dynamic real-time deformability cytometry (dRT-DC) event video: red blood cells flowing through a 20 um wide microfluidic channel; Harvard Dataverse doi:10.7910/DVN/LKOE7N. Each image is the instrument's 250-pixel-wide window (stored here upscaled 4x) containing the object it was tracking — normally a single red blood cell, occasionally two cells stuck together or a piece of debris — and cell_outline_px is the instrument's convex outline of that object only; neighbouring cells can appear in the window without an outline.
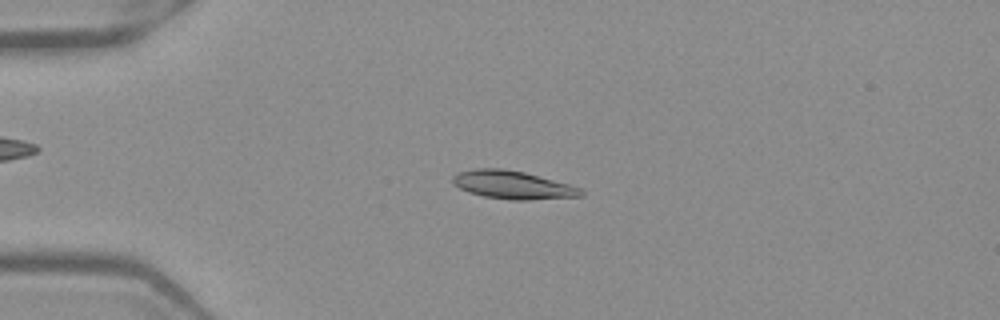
{"species": "Egyptian fruit bat (a non-hibernating species)", "species_latin": "Rousettus aegyptiacus", "temperature_condition": "warm", "stored_images_in_passage": 52, "camera_frame_rate_fps": 3000, "um_per_image_px": 0.085, "frame": {"image": 1, "passage_image": 13, "time_ms": 4.0, "image_size_px": [1000, 320], "cell_outline_px": [[584, 196], [528, 200], [512, 200], [484, 196], [468, 192], [452, 184], [452, 176], [456, 172], [476, 168], [504, 168], [524, 172], [568, 184], [580, 188], [584, 192]], "centroid_in_image_um": [43.54, 15.71], "position_along_channel_um": 41.5, "area_um2": 21.1}}
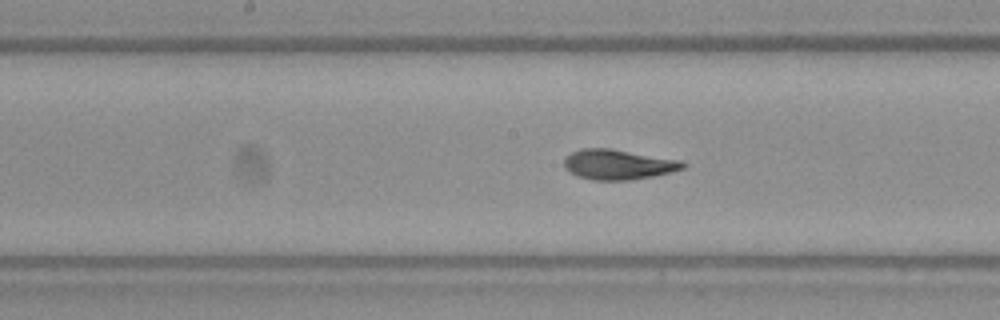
{"frame": {"image": 2, "passage_image": 27, "time_ms": 8.667, "image_size_px": [1000, 320], "cell_outline_px": [[688, 164], [684, 168], [672, 172], [652, 176], [628, 180], [592, 180], [576, 176], [568, 172], [564, 168], [564, 156], [580, 148], [612, 148], [680, 160]], "centroid_in_image_um": [52.51, 13.97], "position_along_channel_um": 195.7, "area_um2": 21.1}}
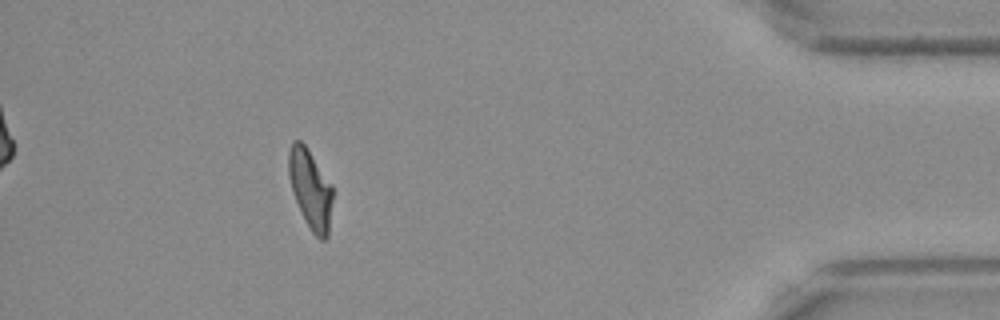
{"frame": {"image": 3, "passage_image": 47, "time_ms": 15.333, "image_size_px": [1000, 320], "cell_outline_px": [[332, 200], [328, 236], [324, 240], [320, 240], [312, 232], [292, 192], [288, 176], [288, 148], [292, 140], [300, 140], [308, 148], [332, 184]], "centroid_in_image_um": [26.37, 16.01], "position_along_channel_um": 408.8, "area_um2": 20.35}, "authors_computed_cell_mechanics": {"area_um2": 20.6635, "velocity_mm_per_s": 3.9509, "shape_relaxation_time_tau1_ms": 3.4471, "shape_relaxation_time_tau2_ms": 1.1125, "deformation_change_tau1": 0.1766, "deformation_change_tau2": 0.0857}}